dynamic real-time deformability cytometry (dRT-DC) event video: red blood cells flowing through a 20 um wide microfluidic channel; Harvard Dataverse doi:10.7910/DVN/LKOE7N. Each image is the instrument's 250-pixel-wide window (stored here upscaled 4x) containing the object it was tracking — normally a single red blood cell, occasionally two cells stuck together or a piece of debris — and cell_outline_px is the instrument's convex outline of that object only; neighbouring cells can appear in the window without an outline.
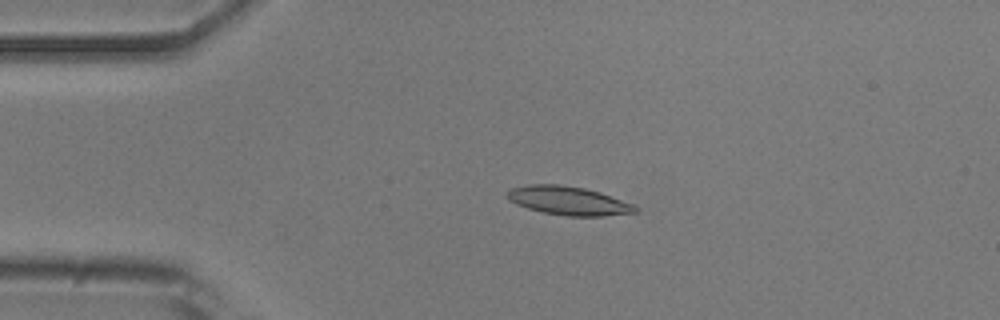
{"species": "common noctule bat (a hibernating species)", "species_latin": "Nyctalus noctula", "temperature_condition": "room temperature", "stored_images_in_passage": 42, "camera_frame_rate_fps": 3000, "um_per_image_px": 0.085, "animal": {"sex": "male", "body_mass_g": 20.5, "forearm_length_mm": 52.5}, "frame": {"image": 1, "passage_image": 1, "time_ms": 0.0, "image_size_px": [1000, 320], "cell_outline_px": [[640, 208], [636, 212], [604, 216], [564, 216], [544, 212], [528, 208], [516, 204], [508, 200], [504, 196], [512, 188], [528, 184], [560, 184], [584, 188], [600, 192], [632, 204]], "centroid_in_image_um": [48.29, 17.06], "position_along_channel_um": 36.7, "area_um2": 21.39}}
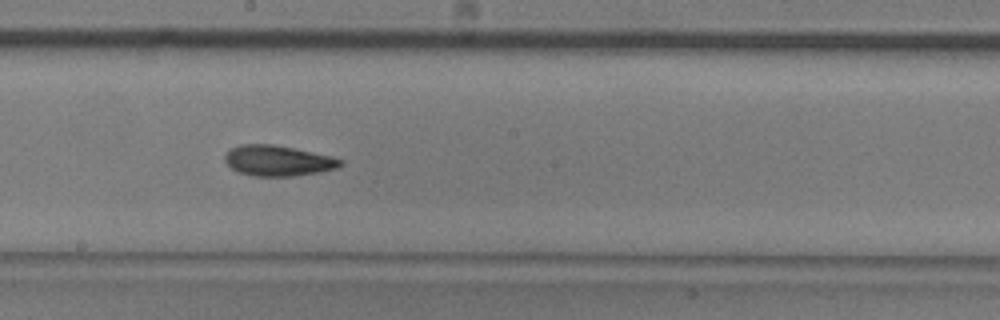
{"frame": {"image": 2, "passage_image": 18, "time_ms": 5.667, "image_size_px": [1000, 320], "cell_outline_px": [[344, 164], [336, 168], [320, 172], [292, 176], [256, 176], [236, 172], [224, 160], [224, 156], [228, 148], [240, 144], [272, 144], [332, 156], [344, 160]], "centroid_in_image_um": [23.6, 13.65], "position_along_channel_um": 224.6, "area_um2": 20.69}}
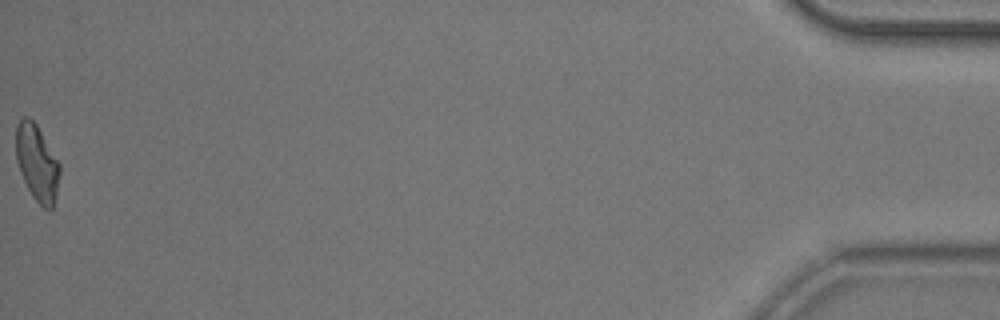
{"frame": {"image": 3, "passage_image": 42, "time_ms": 13.667, "image_size_px": [1000, 320], "cell_outline_px": [[60, 172], [56, 192], [52, 208], [48, 212], [32, 196], [20, 172], [16, 160], [16, 124], [24, 116], [28, 116], [36, 124], [60, 164]], "centroid_in_image_um": [3.13, 13.84], "position_along_channel_um": 432.1, "area_um2": 19.25}, "authors_computed_cell_mechanics": {"area_um2": 20.0855, "velocity_mm_per_s": 3.8608, "shape_relaxation_time_tau1_ms": 3.3125, "shape_relaxation_time_tau2_ms": 4.9815, "deformation_change_tau1": 0.1448, "deformation_change_tau2": 0.1178}}